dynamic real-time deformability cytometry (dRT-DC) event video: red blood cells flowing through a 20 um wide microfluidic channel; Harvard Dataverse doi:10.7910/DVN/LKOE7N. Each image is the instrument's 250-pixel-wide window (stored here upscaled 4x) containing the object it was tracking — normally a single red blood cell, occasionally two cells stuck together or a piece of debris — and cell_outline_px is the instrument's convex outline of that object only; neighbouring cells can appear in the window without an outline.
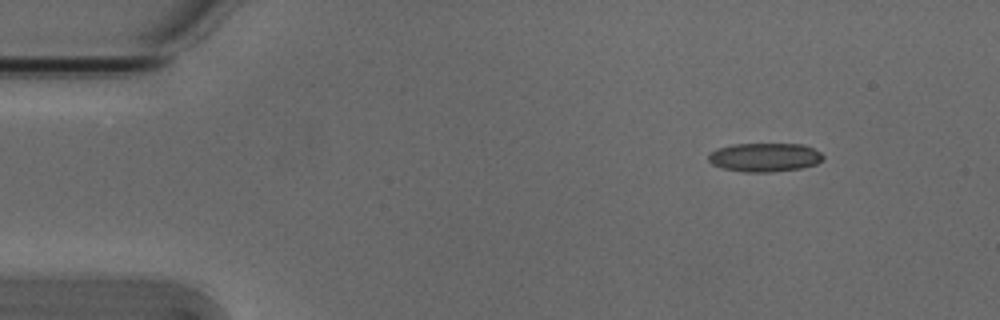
{"species": "Egyptian fruit bat (a non-hibernating species)", "species_latin": "Rousettus aegyptiacus", "temperature_condition": "cold", "stored_images_in_passage": 29, "camera_frame_rate_fps": 3000, "um_per_image_px": 0.085, "animal": {"sex": "male"}, "frame": {"image": 1, "passage_image": 1, "time_ms": 0.0, "image_size_px": [1000, 320], "cell_outline_px": [[824, 160], [816, 164], [800, 168], [772, 172], [744, 172], [720, 168], [712, 164], [708, 160], [708, 156], [716, 148], [732, 144], [804, 144], [820, 152], [824, 156]], "centroid_in_image_um": [64.99, 13.37], "position_along_channel_um": 20.0, "area_um2": 19.36}}
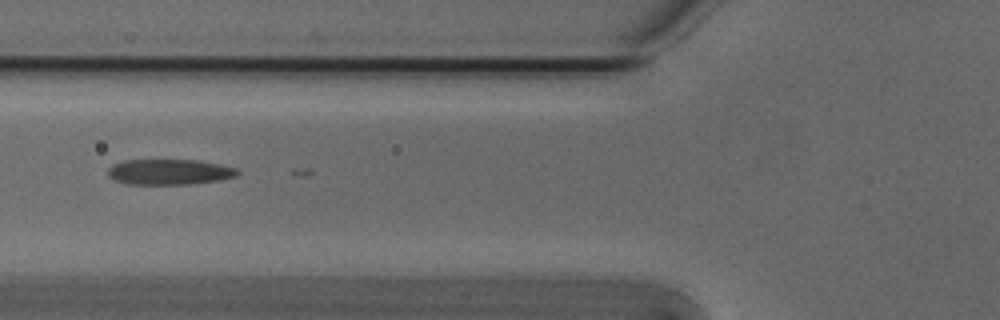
{"frame": {"image": 2, "passage_image": 15, "time_ms": 4.667, "image_size_px": [1000, 320], "cell_outline_px": [[240, 172], [236, 176], [220, 180], [188, 184], [128, 184], [116, 180], [108, 176], [108, 168], [112, 164], [124, 160], [200, 160], [220, 164], [236, 168]], "centroid_in_image_um": [14.4, 14.61], "position_along_channel_um": 111.4, "area_um2": 19.31}}
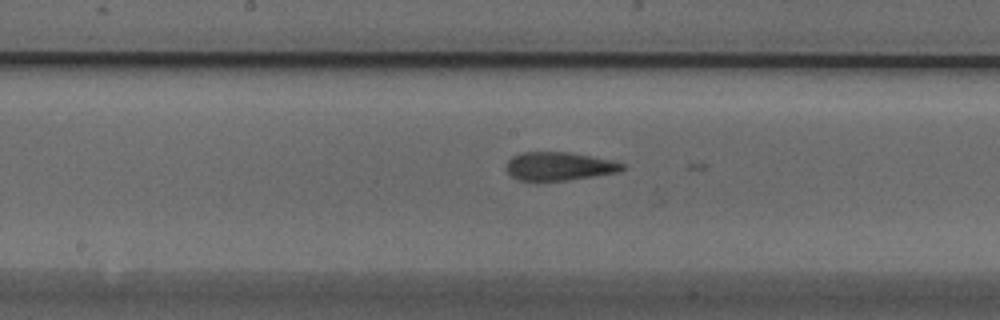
{"frame": {"image": 3, "passage_image": 22, "time_ms": 7.0, "image_size_px": [1000, 320], "cell_outline_px": [[624, 168], [620, 172], [568, 180], [520, 180], [512, 176], [508, 172], [508, 160], [512, 156], [520, 152], [568, 152], [612, 160], [624, 164]], "centroid_in_image_um": [47.55, 14.12], "position_along_channel_um": 200.7, "area_um2": 18.96}}